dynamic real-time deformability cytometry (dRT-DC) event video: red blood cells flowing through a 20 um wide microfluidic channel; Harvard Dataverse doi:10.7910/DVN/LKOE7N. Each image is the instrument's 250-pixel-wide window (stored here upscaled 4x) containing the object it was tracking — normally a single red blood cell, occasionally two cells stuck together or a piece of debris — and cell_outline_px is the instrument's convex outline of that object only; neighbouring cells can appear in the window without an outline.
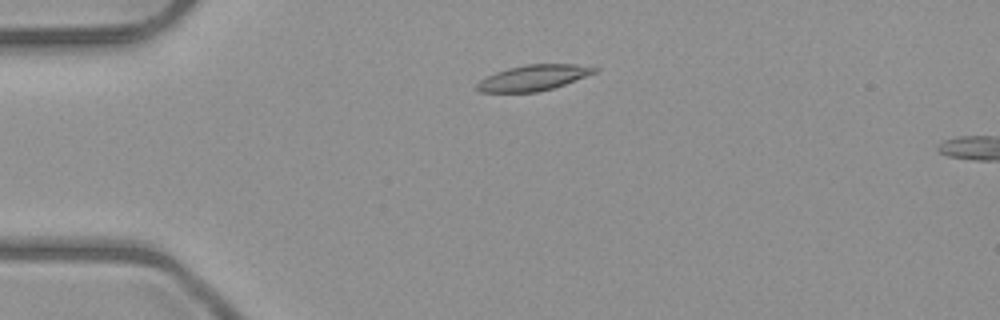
{"species": "common noctule bat (a hibernating species)", "species_latin": "Nyctalus noctula", "temperature_condition": "room temperature", "stored_images_in_passage": 4, "segment_of_instrument_passage": [1, 2], "camera_frame_rate_fps": 3000, "um_per_image_px": 0.085, "animal": {"sex": "male", "body_mass_g": 23.1, "forearm_length_mm": 52.7}, "frame": {"image": 1, "passage_image": 3, "time_ms": 2.333, "image_size_px": [1000, 320], "cell_outline_px": [[600, 68], [596, 72], [564, 84], [552, 88], [536, 92], [480, 92], [476, 88], [476, 84], [480, 80], [496, 72], [508, 68], [524, 64], [576, 64]], "centroid_in_image_um": [45.33, 6.6], "position_along_channel_um": 39.7, "area_um2": 17.4}}